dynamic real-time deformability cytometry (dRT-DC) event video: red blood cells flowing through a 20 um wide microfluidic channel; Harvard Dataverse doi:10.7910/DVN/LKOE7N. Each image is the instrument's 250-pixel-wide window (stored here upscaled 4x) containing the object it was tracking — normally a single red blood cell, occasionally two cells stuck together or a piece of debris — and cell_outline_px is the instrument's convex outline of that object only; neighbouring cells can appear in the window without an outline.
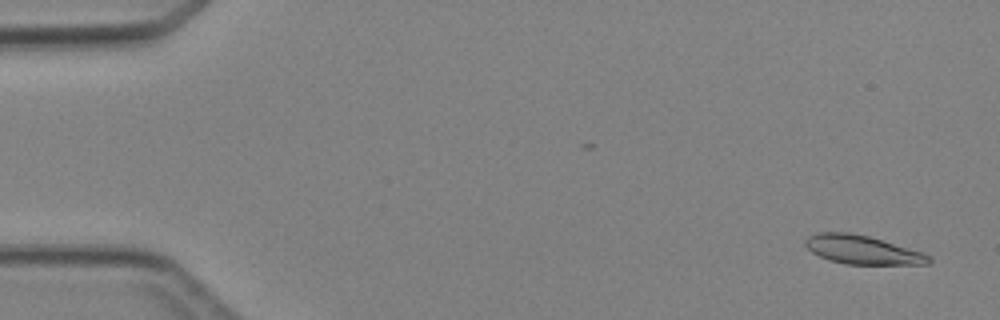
{"species": "Egyptian fruit bat (a non-hibernating species)", "species_latin": "Rousettus aegyptiacus", "temperature_condition": "cold", "stored_images_in_passage": 4, "camera_frame_rate_fps": 3000, "um_per_image_px": 0.085, "animal": {"sex": "female"}, "frame": {"image": 1, "passage_image": 1, "time_ms": 0.0, "image_size_px": [1000, 320], "cell_outline_px": [[932, 260], [928, 264], [844, 264], [828, 260], [812, 252], [804, 244], [804, 240], [808, 236], [816, 232], [848, 232], [868, 236], [924, 252], [932, 256]], "centroid_in_image_um": [73.3, 21.23], "position_along_channel_um": 11.7, "area_um2": 20.75}}
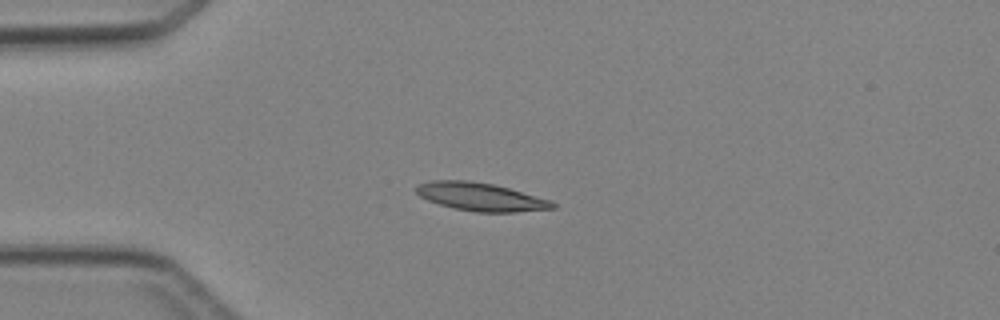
{"frame": {"image": 2, "passage_image": 4, "time_ms": 3.333, "image_size_px": [1000, 320], "cell_outline_px": [[556, 208], [516, 212], [476, 212], [452, 208], [428, 200], [420, 196], [416, 192], [416, 184], [432, 180], [468, 180], [492, 184], [508, 188], [552, 200], [556, 204]], "centroid_in_image_um": [40.86, 16.73], "position_along_channel_um": 44.1, "area_um2": 22.37}}